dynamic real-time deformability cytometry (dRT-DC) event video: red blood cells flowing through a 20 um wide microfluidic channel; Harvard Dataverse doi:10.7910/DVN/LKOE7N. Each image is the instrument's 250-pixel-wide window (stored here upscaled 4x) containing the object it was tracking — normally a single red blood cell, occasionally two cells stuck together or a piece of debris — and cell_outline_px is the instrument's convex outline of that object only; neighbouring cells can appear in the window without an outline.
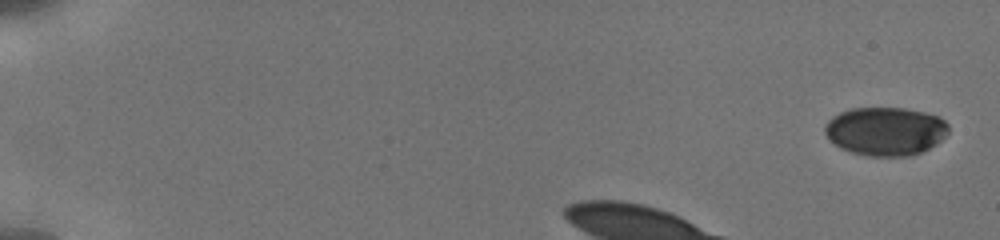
{"species": "human", "species_latin": "Homo sapiens", "temperature_condition": "cold", "stored_images_in_passage": 9, "camera_frame_rate_fps": 3000, "um_per_image_px": 0.085, "donor": {"sex": "male"}, "frame": {"image": 1, "passage_image": 1, "time_ms": 0.0, "image_size_px": [1000, 240], "cell_outline_px": [[948, 132], [936, 144], [912, 156], [868, 156], [852, 152], [840, 148], [824, 132], [824, 124], [832, 116], [840, 112], [852, 108], [904, 108], [924, 112], [940, 116], [948, 124]], "centroid_in_image_um": [75.26, 11.14], "position_along_channel_um": 9.7, "area_um2": 34.91}}
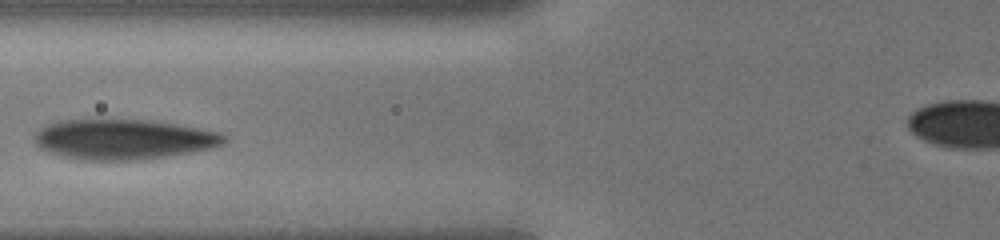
{"frame": {"image": 2, "passage_image": 7, "time_ms": 4.667, "image_size_px": [1000, 240], "cell_outline_px": [[228, 140], [224, 144], [212, 148], [164, 156], [136, 160], [80, 160], [48, 152], [40, 148], [36, 144], [36, 132], [40, 128], [48, 124], [60, 120], [152, 120], [200, 128], [220, 132], [228, 136]], "centroid_in_image_um": [10.53, 11.84], "position_along_channel_um": 115.3, "area_um2": 44.22}}
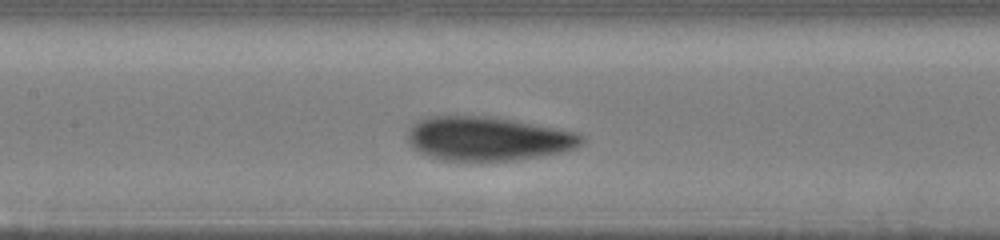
{"frame": {"image": 3, "passage_image": 9, "time_ms": 6.0, "image_size_px": [1000, 240], "cell_outline_px": [[584, 144], [576, 148], [560, 152], [512, 160], [444, 160], [428, 156], [412, 148], [408, 140], [408, 128], [412, 124], [428, 116], [488, 116], [512, 120], [576, 132], [584, 136]], "centroid_in_image_um": [41.44, 11.78], "position_along_channel_um": 166.0, "area_um2": 44.22}}